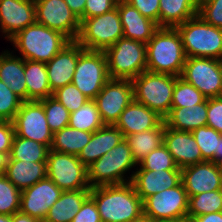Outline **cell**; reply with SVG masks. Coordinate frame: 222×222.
I'll return each mask as SVG.
<instances>
[{
  "mask_svg": "<svg viewBox=\"0 0 222 222\" xmlns=\"http://www.w3.org/2000/svg\"><path fill=\"white\" fill-rule=\"evenodd\" d=\"M163 121L164 119L155 111L133 100L121 113L115 126L123 133L125 138L131 134L154 129Z\"/></svg>",
  "mask_w": 222,
  "mask_h": 222,
  "instance_id": "23",
  "label": "cell"
},
{
  "mask_svg": "<svg viewBox=\"0 0 222 222\" xmlns=\"http://www.w3.org/2000/svg\"><path fill=\"white\" fill-rule=\"evenodd\" d=\"M147 71L181 76L186 60L176 28L160 27L146 43Z\"/></svg>",
  "mask_w": 222,
  "mask_h": 222,
  "instance_id": "2",
  "label": "cell"
},
{
  "mask_svg": "<svg viewBox=\"0 0 222 222\" xmlns=\"http://www.w3.org/2000/svg\"><path fill=\"white\" fill-rule=\"evenodd\" d=\"M102 222H131L143 214V201L131 183L90 189Z\"/></svg>",
  "mask_w": 222,
  "mask_h": 222,
  "instance_id": "1",
  "label": "cell"
},
{
  "mask_svg": "<svg viewBox=\"0 0 222 222\" xmlns=\"http://www.w3.org/2000/svg\"><path fill=\"white\" fill-rule=\"evenodd\" d=\"M13 124L16 136L34 140L51 148L53 133L49 129L41 101H23Z\"/></svg>",
  "mask_w": 222,
  "mask_h": 222,
  "instance_id": "13",
  "label": "cell"
},
{
  "mask_svg": "<svg viewBox=\"0 0 222 222\" xmlns=\"http://www.w3.org/2000/svg\"><path fill=\"white\" fill-rule=\"evenodd\" d=\"M84 50L77 41H71L49 62L45 63L52 93L72 83L78 57Z\"/></svg>",
  "mask_w": 222,
  "mask_h": 222,
  "instance_id": "18",
  "label": "cell"
},
{
  "mask_svg": "<svg viewBox=\"0 0 222 222\" xmlns=\"http://www.w3.org/2000/svg\"><path fill=\"white\" fill-rule=\"evenodd\" d=\"M120 20L123 28V37L147 43L160 28L156 22L144 17L136 8L125 0H118Z\"/></svg>",
  "mask_w": 222,
  "mask_h": 222,
  "instance_id": "22",
  "label": "cell"
},
{
  "mask_svg": "<svg viewBox=\"0 0 222 222\" xmlns=\"http://www.w3.org/2000/svg\"><path fill=\"white\" fill-rule=\"evenodd\" d=\"M186 58L205 57L222 61V29L205 22L199 15L175 27Z\"/></svg>",
  "mask_w": 222,
  "mask_h": 222,
  "instance_id": "4",
  "label": "cell"
},
{
  "mask_svg": "<svg viewBox=\"0 0 222 222\" xmlns=\"http://www.w3.org/2000/svg\"><path fill=\"white\" fill-rule=\"evenodd\" d=\"M52 96L64 105L70 113L77 111L90 100L73 83L57 89Z\"/></svg>",
  "mask_w": 222,
  "mask_h": 222,
  "instance_id": "42",
  "label": "cell"
},
{
  "mask_svg": "<svg viewBox=\"0 0 222 222\" xmlns=\"http://www.w3.org/2000/svg\"><path fill=\"white\" fill-rule=\"evenodd\" d=\"M124 139L123 133L115 125H104L92 133L90 141L77 157L88 167Z\"/></svg>",
  "mask_w": 222,
  "mask_h": 222,
  "instance_id": "24",
  "label": "cell"
},
{
  "mask_svg": "<svg viewBox=\"0 0 222 222\" xmlns=\"http://www.w3.org/2000/svg\"><path fill=\"white\" fill-rule=\"evenodd\" d=\"M71 222H102L96 203L89 196Z\"/></svg>",
  "mask_w": 222,
  "mask_h": 222,
  "instance_id": "47",
  "label": "cell"
},
{
  "mask_svg": "<svg viewBox=\"0 0 222 222\" xmlns=\"http://www.w3.org/2000/svg\"><path fill=\"white\" fill-rule=\"evenodd\" d=\"M131 222H155V220H153L151 217L142 214L139 218L134 219Z\"/></svg>",
  "mask_w": 222,
  "mask_h": 222,
  "instance_id": "54",
  "label": "cell"
},
{
  "mask_svg": "<svg viewBox=\"0 0 222 222\" xmlns=\"http://www.w3.org/2000/svg\"><path fill=\"white\" fill-rule=\"evenodd\" d=\"M176 222H197V220L193 217L186 216L177 220Z\"/></svg>",
  "mask_w": 222,
  "mask_h": 222,
  "instance_id": "55",
  "label": "cell"
},
{
  "mask_svg": "<svg viewBox=\"0 0 222 222\" xmlns=\"http://www.w3.org/2000/svg\"><path fill=\"white\" fill-rule=\"evenodd\" d=\"M21 193L5 174L0 175V214L13 215L19 212Z\"/></svg>",
  "mask_w": 222,
  "mask_h": 222,
  "instance_id": "38",
  "label": "cell"
},
{
  "mask_svg": "<svg viewBox=\"0 0 222 222\" xmlns=\"http://www.w3.org/2000/svg\"><path fill=\"white\" fill-rule=\"evenodd\" d=\"M11 222H40V221L37 220L36 218H33L19 211L11 215Z\"/></svg>",
  "mask_w": 222,
  "mask_h": 222,
  "instance_id": "51",
  "label": "cell"
},
{
  "mask_svg": "<svg viewBox=\"0 0 222 222\" xmlns=\"http://www.w3.org/2000/svg\"><path fill=\"white\" fill-rule=\"evenodd\" d=\"M215 164L222 165V136L218 139L217 151H215Z\"/></svg>",
  "mask_w": 222,
  "mask_h": 222,
  "instance_id": "52",
  "label": "cell"
},
{
  "mask_svg": "<svg viewBox=\"0 0 222 222\" xmlns=\"http://www.w3.org/2000/svg\"><path fill=\"white\" fill-rule=\"evenodd\" d=\"M104 125L95 100H88L77 111L70 113L68 126L71 128L94 132Z\"/></svg>",
  "mask_w": 222,
  "mask_h": 222,
  "instance_id": "34",
  "label": "cell"
},
{
  "mask_svg": "<svg viewBox=\"0 0 222 222\" xmlns=\"http://www.w3.org/2000/svg\"><path fill=\"white\" fill-rule=\"evenodd\" d=\"M136 8L144 17L156 22L159 26L160 0H125Z\"/></svg>",
  "mask_w": 222,
  "mask_h": 222,
  "instance_id": "45",
  "label": "cell"
},
{
  "mask_svg": "<svg viewBox=\"0 0 222 222\" xmlns=\"http://www.w3.org/2000/svg\"><path fill=\"white\" fill-rule=\"evenodd\" d=\"M89 196L90 189L63 191L43 222H71Z\"/></svg>",
  "mask_w": 222,
  "mask_h": 222,
  "instance_id": "27",
  "label": "cell"
},
{
  "mask_svg": "<svg viewBox=\"0 0 222 222\" xmlns=\"http://www.w3.org/2000/svg\"><path fill=\"white\" fill-rule=\"evenodd\" d=\"M47 177L63 191L91 189L87 167L73 154L49 150L46 162Z\"/></svg>",
  "mask_w": 222,
  "mask_h": 222,
  "instance_id": "9",
  "label": "cell"
},
{
  "mask_svg": "<svg viewBox=\"0 0 222 222\" xmlns=\"http://www.w3.org/2000/svg\"><path fill=\"white\" fill-rule=\"evenodd\" d=\"M164 132L165 122L163 121L154 129H149L125 137L137 164H139L150 152L163 144Z\"/></svg>",
  "mask_w": 222,
  "mask_h": 222,
  "instance_id": "31",
  "label": "cell"
},
{
  "mask_svg": "<svg viewBox=\"0 0 222 222\" xmlns=\"http://www.w3.org/2000/svg\"><path fill=\"white\" fill-rule=\"evenodd\" d=\"M205 99L206 97L192 84L187 83L180 76L176 79L171 107H191L202 103Z\"/></svg>",
  "mask_w": 222,
  "mask_h": 222,
  "instance_id": "37",
  "label": "cell"
},
{
  "mask_svg": "<svg viewBox=\"0 0 222 222\" xmlns=\"http://www.w3.org/2000/svg\"><path fill=\"white\" fill-rule=\"evenodd\" d=\"M63 190L47 176L22 190L20 212L43 222L49 209L60 198Z\"/></svg>",
  "mask_w": 222,
  "mask_h": 222,
  "instance_id": "16",
  "label": "cell"
},
{
  "mask_svg": "<svg viewBox=\"0 0 222 222\" xmlns=\"http://www.w3.org/2000/svg\"><path fill=\"white\" fill-rule=\"evenodd\" d=\"M181 181L189 196L222 190L221 165L204 161L181 169Z\"/></svg>",
  "mask_w": 222,
  "mask_h": 222,
  "instance_id": "17",
  "label": "cell"
},
{
  "mask_svg": "<svg viewBox=\"0 0 222 222\" xmlns=\"http://www.w3.org/2000/svg\"><path fill=\"white\" fill-rule=\"evenodd\" d=\"M35 22L34 0H0V27L8 40Z\"/></svg>",
  "mask_w": 222,
  "mask_h": 222,
  "instance_id": "19",
  "label": "cell"
},
{
  "mask_svg": "<svg viewBox=\"0 0 222 222\" xmlns=\"http://www.w3.org/2000/svg\"><path fill=\"white\" fill-rule=\"evenodd\" d=\"M194 218L197 220V222H222V213H208L206 215H201Z\"/></svg>",
  "mask_w": 222,
  "mask_h": 222,
  "instance_id": "50",
  "label": "cell"
},
{
  "mask_svg": "<svg viewBox=\"0 0 222 222\" xmlns=\"http://www.w3.org/2000/svg\"><path fill=\"white\" fill-rule=\"evenodd\" d=\"M8 159H9V154H3L0 152V175L5 174Z\"/></svg>",
  "mask_w": 222,
  "mask_h": 222,
  "instance_id": "53",
  "label": "cell"
},
{
  "mask_svg": "<svg viewBox=\"0 0 222 222\" xmlns=\"http://www.w3.org/2000/svg\"><path fill=\"white\" fill-rule=\"evenodd\" d=\"M139 164L141 166L137 170H181L164 144L150 152Z\"/></svg>",
  "mask_w": 222,
  "mask_h": 222,
  "instance_id": "40",
  "label": "cell"
},
{
  "mask_svg": "<svg viewBox=\"0 0 222 222\" xmlns=\"http://www.w3.org/2000/svg\"><path fill=\"white\" fill-rule=\"evenodd\" d=\"M189 197L182 181L173 188L147 197L143 201V214L155 221H170L186 217Z\"/></svg>",
  "mask_w": 222,
  "mask_h": 222,
  "instance_id": "12",
  "label": "cell"
},
{
  "mask_svg": "<svg viewBox=\"0 0 222 222\" xmlns=\"http://www.w3.org/2000/svg\"><path fill=\"white\" fill-rule=\"evenodd\" d=\"M5 175L22 191L47 176L46 162L8 160Z\"/></svg>",
  "mask_w": 222,
  "mask_h": 222,
  "instance_id": "26",
  "label": "cell"
},
{
  "mask_svg": "<svg viewBox=\"0 0 222 222\" xmlns=\"http://www.w3.org/2000/svg\"><path fill=\"white\" fill-rule=\"evenodd\" d=\"M15 137V128L13 121H0V152L10 154L13 140Z\"/></svg>",
  "mask_w": 222,
  "mask_h": 222,
  "instance_id": "48",
  "label": "cell"
},
{
  "mask_svg": "<svg viewBox=\"0 0 222 222\" xmlns=\"http://www.w3.org/2000/svg\"><path fill=\"white\" fill-rule=\"evenodd\" d=\"M192 84L206 98L222 95V61L214 58H186L180 76Z\"/></svg>",
  "mask_w": 222,
  "mask_h": 222,
  "instance_id": "11",
  "label": "cell"
},
{
  "mask_svg": "<svg viewBox=\"0 0 222 222\" xmlns=\"http://www.w3.org/2000/svg\"><path fill=\"white\" fill-rule=\"evenodd\" d=\"M177 78L170 74L142 72L131 80L134 101L147 106L164 119L171 110L172 94Z\"/></svg>",
  "mask_w": 222,
  "mask_h": 222,
  "instance_id": "5",
  "label": "cell"
},
{
  "mask_svg": "<svg viewBox=\"0 0 222 222\" xmlns=\"http://www.w3.org/2000/svg\"><path fill=\"white\" fill-rule=\"evenodd\" d=\"M44 107L47 123L54 134L69 124L70 112L56 98L49 96L40 100Z\"/></svg>",
  "mask_w": 222,
  "mask_h": 222,
  "instance_id": "36",
  "label": "cell"
},
{
  "mask_svg": "<svg viewBox=\"0 0 222 222\" xmlns=\"http://www.w3.org/2000/svg\"><path fill=\"white\" fill-rule=\"evenodd\" d=\"M71 11L80 20V23L84 20V11L86 0H64Z\"/></svg>",
  "mask_w": 222,
  "mask_h": 222,
  "instance_id": "49",
  "label": "cell"
},
{
  "mask_svg": "<svg viewBox=\"0 0 222 222\" xmlns=\"http://www.w3.org/2000/svg\"><path fill=\"white\" fill-rule=\"evenodd\" d=\"M36 22L58 31L70 41H76L80 20L64 0H34Z\"/></svg>",
  "mask_w": 222,
  "mask_h": 222,
  "instance_id": "15",
  "label": "cell"
},
{
  "mask_svg": "<svg viewBox=\"0 0 222 222\" xmlns=\"http://www.w3.org/2000/svg\"><path fill=\"white\" fill-rule=\"evenodd\" d=\"M208 98L202 103L189 107H171L164 118L165 125L179 131L192 132L207 125Z\"/></svg>",
  "mask_w": 222,
  "mask_h": 222,
  "instance_id": "25",
  "label": "cell"
},
{
  "mask_svg": "<svg viewBox=\"0 0 222 222\" xmlns=\"http://www.w3.org/2000/svg\"><path fill=\"white\" fill-rule=\"evenodd\" d=\"M207 126L222 134V97L208 98Z\"/></svg>",
  "mask_w": 222,
  "mask_h": 222,
  "instance_id": "44",
  "label": "cell"
},
{
  "mask_svg": "<svg viewBox=\"0 0 222 222\" xmlns=\"http://www.w3.org/2000/svg\"><path fill=\"white\" fill-rule=\"evenodd\" d=\"M123 37L118 8L80 23L77 42L85 49L105 51Z\"/></svg>",
  "mask_w": 222,
  "mask_h": 222,
  "instance_id": "8",
  "label": "cell"
},
{
  "mask_svg": "<svg viewBox=\"0 0 222 222\" xmlns=\"http://www.w3.org/2000/svg\"><path fill=\"white\" fill-rule=\"evenodd\" d=\"M24 60L47 63L71 41L62 33L35 22L10 39Z\"/></svg>",
  "mask_w": 222,
  "mask_h": 222,
  "instance_id": "3",
  "label": "cell"
},
{
  "mask_svg": "<svg viewBox=\"0 0 222 222\" xmlns=\"http://www.w3.org/2000/svg\"><path fill=\"white\" fill-rule=\"evenodd\" d=\"M111 79L132 80L147 71L146 44L122 37L105 51Z\"/></svg>",
  "mask_w": 222,
  "mask_h": 222,
  "instance_id": "6",
  "label": "cell"
},
{
  "mask_svg": "<svg viewBox=\"0 0 222 222\" xmlns=\"http://www.w3.org/2000/svg\"><path fill=\"white\" fill-rule=\"evenodd\" d=\"M129 181L144 201L153 194L177 186L181 182V170H138L131 174Z\"/></svg>",
  "mask_w": 222,
  "mask_h": 222,
  "instance_id": "21",
  "label": "cell"
},
{
  "mask_svg": "<svg viewBox=\"0 0 222 222\" xmlns=\"http://www.w3.org/2000/svg\"><path fill=\"white\" fill-rule=\"evenodd\" d=\"M222 190L204 192L189 196L187 216L197 217L208 213L221 212Z\"/></svg>",
  "mask_w": 222,
  "mask_h": 222,
  "instance_id": "35",
  "label": "cell"
},
{
  "mask_svg": "<svg viewBox=\"0 0 222 222\" xmlns=\"http://www.w3.org/2000/svg\"><path fill=\"white\" fill-rule=\"evenodd\" d=\"M23 100L0 80V121H13Z\"/></svg>",
  "mask_w": 222,
  "mask_h": 222,
  "instance_id": "41",
  "label": "cell"
},
{
  "mask_svg": "<svg viewBox=\"0 0 222 222\" xmlns=\"http://www.w3.org/2000/svg\"><path fill=\"white\" fill-rule=\"evenodd\" d=\"M118 0H86L84 19L102 15L116 8Z\"/></svg>",
  "mask_w": 222,
  "mask_h": 222,
  "instance_id": "46",
  "label": "cell"
},
{
  "mask_svg": "<svg viewBox=\"0 0 222 222\" xmlns=\"http://www.w3.org/2000/svg\"><path fill=\"white\" fill-rule=\"evenodd\" d=\"M105 125H115L124 109L134 100L129 79H109L94 99Z\"/></svg>",
  "mask_w": 222,
  "mask_h": 222,
  "instance_id": "14",
  "label": "cell"
},
{
  "mask_svg": "<svg viewBox=\"0 0 222 222\" xmlns=\"http://www.w3.org/2000/svg\"><path fill=\"white\" fill-rule=\"evenodd\" d=\"M198 15L210 25L222 29V0H199Z\"/></svg>",
  "mask_w": 222,
  "mask_h": 222,
  "instance_id": "43",
  "label": "cell"
},
{
  "mask_svg": "<svg viewBox=\"0 0 222 222\" xmlns=\"http://www.w3.org/2000/svg\"><path fill=\"white\" fill-rule=\"evenodd\" d=\"M93 132H86L69 126L53 134L51 150L78 156L88 144Z\"/></svg>",
  "mask_w": 222,
  "mask_h": 222,
  "instance_id": "32",
  "label": "cell"
},
{
  "mask_svg": "<svg viewBox=\"0 0 222 222\" xmlns=\"http://www.w3.org/2000/svg\"><path fill=\"white\" fill-rule=\"evenodd\" d=\"M0 222H11V215L0 214Z\"/></svg>",
  "mask_w": 222,
  "mask_h": 222,
  "instance_id": "56",
  "label": "cell"
},
{
  "mask_svg": "<svg viewBox=\"0 0 222 222\" xmlns=\"http://www.w3.org/2000/svg\"><path fill=\"white\" fill-rule=\"evenodd\" d=\"M110 79L104 51L84 50L78 57L72 83L94 100Z\"/></svg>",
  "mask_w": 222,
  "mask_h": 222,
  "instance_id": "10",
  "label": "cell"
},
{
  "mask_svg": "<svg viewBox=\"0 0 222 222\" xmlns=\"http://www.w3.org/2000/svg\"><path fill=\"white\" fill-rule=\"evenodd\" d=\"M163 144L180 169L205 161L191 132L174 130L165 125Z\"/></svg>",
  "mask_w": 222,
  "mask_h": 222,
  "instance_id": "20",
  "label": "cell"
},
{
  "mask_svg": "<svg viewBox=\"0 0 222 222\" xmlns=\"http://www.w3.org/2000/svg\"><path fill=\"white\" fill-rule=\"evenodd\" d=\"M191 133L201 150L202 158L215 163V151L222 134L207 125L194 129Z\"/></svg>",
  "mask_w": 222,
  "mask_h": 222,
  "instance_id": "39",
  "label": "cell"
},
{
  "mask_svg": "<svg viewBox=\"0 0 222 222\" xmlns=\"http://www.w3.org/2000/svg\"><path fill=\"white\" fill-rule=\"evenodd\" d=\"M199 0H160L159 27L175 28L198 15Z\"/></svg>",
  "mask_w": 222,
  "mask_h": 222,
  "instance_id": "28",
  "label": "cell"
},
{
  "mask_svg": "<svg viewBox=\"0 0 222 222\" xmlns=\"http://www.w3.org/2000/svg\"><path fill=\"white\" fill-rule=\"evenodd\" d=\"M24 73L27 87V100L40 101L53 95L44 62L24 60Z\"/></svg>",
  "mask_w": 222,
  "mask_h": 222,
  "instance_id": "30",
  "label": "cell"
},
{
  "mask_svg": "<svg viewBox=\"0 0 222 222\" xmlns=\"http://www.w3.org/2000/svg\"><path fill=\"white\" fill-rule=\"evenodd\" d=\"M136 165L128 142L124 139L87 167L89 186L130 183L123 174Z\"/></svg>",
  "mask_w": 222,
  "mask_h": 222,
  "instance_id": "7",
  "label": "cell"
},
{
  "mask_svg": "<svg viewBox=\"0 0 222 222\" xmlns=\"http://www.w3.org/2000/svg\"><path fill=\"white\" fill-rule=\"evenodd\" d=\"M49 150L47 145L15 135L8 160L47 162Z\"/></svg>",
  "mask_w": 222,
  "mask_h": 222,
  "instance_id": "33",
  "label": "cell"
},
{
  "mask_svg": "<svg viewBox=\"0 0 222 222\" xmlns=\"http://www.w3.org/2000/svg\"><path fill=\"white\" fill-rule=\"evenodd\" d=\"M0 80L23 101H27L24 59L13 56L9 51L0 55Z\"/></svg>",
  "mask_w": 222,
  "mask_h": 222,
  "instance_id": "29",
  "label": "cell"
}]
</instances>
